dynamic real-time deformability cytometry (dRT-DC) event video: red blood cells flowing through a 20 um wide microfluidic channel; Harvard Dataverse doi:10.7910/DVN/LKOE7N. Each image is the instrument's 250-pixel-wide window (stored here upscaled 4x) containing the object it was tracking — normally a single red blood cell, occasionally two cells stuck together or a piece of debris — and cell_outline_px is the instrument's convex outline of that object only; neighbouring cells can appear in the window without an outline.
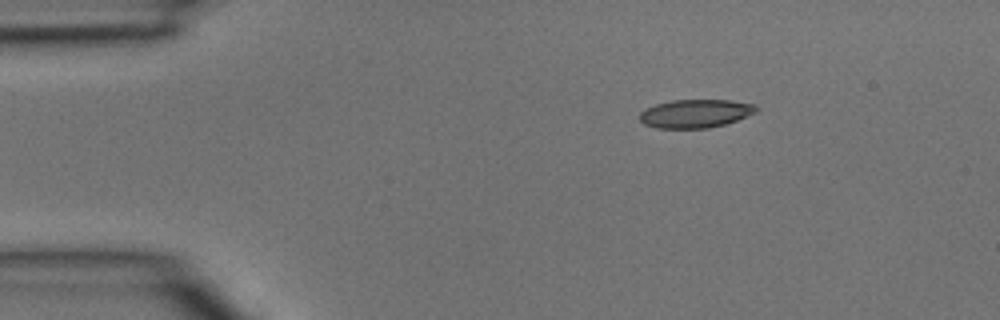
{"species": "common noctule bat (a hibernating species)", "species_latin": "Nyctalus noctula", "temperature_condition": "room temperature", "stored_images_in_passage": 3, "camera_frame_rate_fps": 3000, "um_per_image_px": 0.085, "animal": {"sex": "male", "body_mass_g": 15.6}, "frame": {"image": 1, "passage_image": 1, "time_ms": 0.0, "image_size_px": [1000, 320], "cell_outline_px": [[756, 112], [736, 120], [724, 124], [708, 128], [656, 128], [644, 124], [640, 120], [640, 112], [644, 108], [656, 104], [672, 100], [728, 100], [756, 104]], "centroid_in_image_um": [59.07, 9.65], "position_along_channel_um": 25.9, "area_um2": 19.19}}